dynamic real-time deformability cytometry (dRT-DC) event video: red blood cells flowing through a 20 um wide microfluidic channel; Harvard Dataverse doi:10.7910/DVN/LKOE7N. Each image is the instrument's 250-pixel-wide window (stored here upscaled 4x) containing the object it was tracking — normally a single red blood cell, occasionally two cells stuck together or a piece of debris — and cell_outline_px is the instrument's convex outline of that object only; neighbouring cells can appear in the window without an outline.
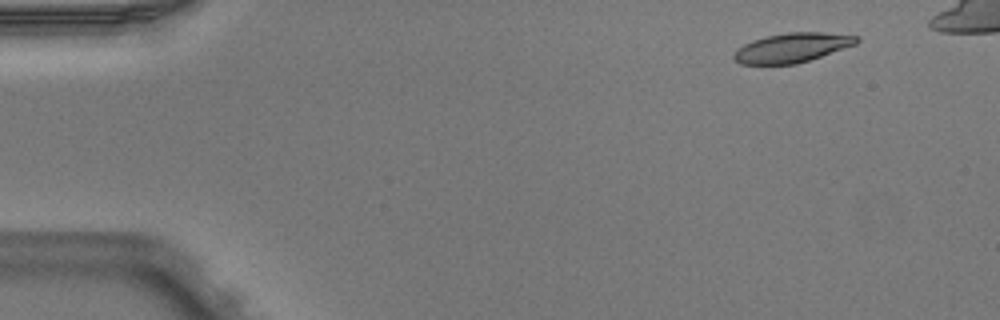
{"species": "Egyptian fruit bat (a non-hibernating species)", "species_latin": "Rousettus aegyptiacus", "temperature_condition": "warm", "stored_images_in_passage": 6, "camera_frame_rate_fps": 3000, "um_per_image_px": 0.085, "animal": {"sex": "male"}, "frame": {"image": 1, "passage_image": 2, "time_ms": 0.333, "image_size_px": [1000, 320], "cell_outline_px": [[860, 40], [856, 44], [796, 64], [740, 64], [732, 56], [732, 52], [736, 48], [752, 40], [764, 36], [788, 32], [824, 32], [860, 36]], "centroid_in_image_um": [67.29, 4.04], "position_along_channel_um": 17.7, "area_um2": 21.1}}